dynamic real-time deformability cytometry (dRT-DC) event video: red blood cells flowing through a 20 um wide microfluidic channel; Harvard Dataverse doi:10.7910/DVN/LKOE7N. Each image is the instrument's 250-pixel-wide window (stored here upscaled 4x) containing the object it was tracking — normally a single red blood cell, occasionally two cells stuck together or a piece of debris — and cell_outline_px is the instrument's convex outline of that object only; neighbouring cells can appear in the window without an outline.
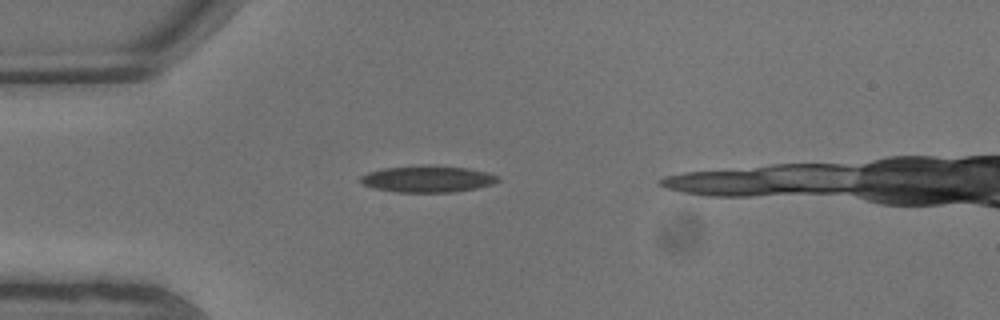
{"species": "common noctule bat (a hibernating species)", "species_latin": "Nyctalus noctula", "temperature_condition": "warm", "stored_images_in_passage": 3, "camera_frame_rate_fps": 3000, "um_per_image_px": 0.085, "animal": {"sex": "male", "body_mass_g": 13.3}, "frame": {"image": 1, "passage_image": 1, "time_ms": 0.0, "image_size_px": [1000, 320], "cell_outline_px": [[500, 180], [492, 184], [476, 188], [452, 192], [396, 192], [372, 188], [360, 184], [360, 176], [368, 172], [384, 168], [468, 168], [500, 176]], "centroid_in_image_um": [36.31, 15.27], "position_along_channel_um": 48.7, "area_um2": 20.29}}